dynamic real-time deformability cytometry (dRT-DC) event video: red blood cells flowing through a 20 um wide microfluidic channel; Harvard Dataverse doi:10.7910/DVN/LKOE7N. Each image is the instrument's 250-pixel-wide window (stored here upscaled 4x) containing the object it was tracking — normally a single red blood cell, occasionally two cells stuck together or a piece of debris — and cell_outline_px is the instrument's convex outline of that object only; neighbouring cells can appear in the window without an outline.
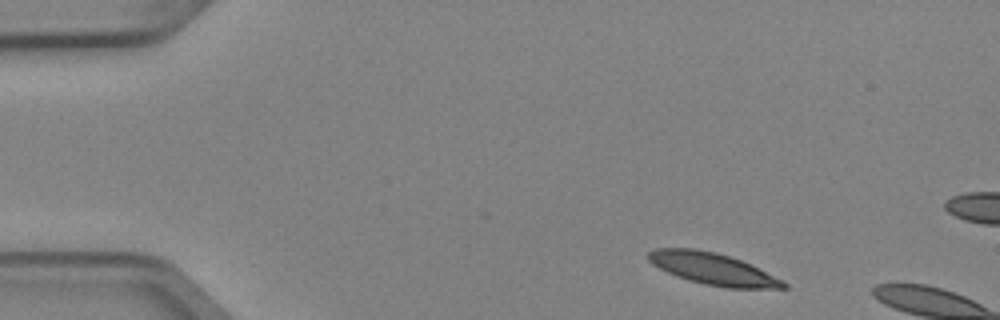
{"species": "Egyptian fruit bat (a non-hibernating species)", "species_latin": "Rousettus aegyptiacus", "temperature_condition": "cold", "stored_images_in_passage": 2, "camera_frame_rate_fps": 3000, "um_per_image_px": 0.085, "animal": {"sex": "female"}, "frame": {"image": 1, "passage_image": 1, "time_ms": 0.0, "image_size_px": [1000, 320], "cell_outline_px": [[788, 288], [728, 288], [704, 284], [688, 280], [676, 276], [652, 264], [648, 260], [648, 252], [656, 248], [696, 248], [716, 252], [740, 260], [784, 280], [788, 284]], "centroid_in_image_um": [60.58, 22.85], "position_along_channel_um": 24.4, "area_um2": 24.91}}